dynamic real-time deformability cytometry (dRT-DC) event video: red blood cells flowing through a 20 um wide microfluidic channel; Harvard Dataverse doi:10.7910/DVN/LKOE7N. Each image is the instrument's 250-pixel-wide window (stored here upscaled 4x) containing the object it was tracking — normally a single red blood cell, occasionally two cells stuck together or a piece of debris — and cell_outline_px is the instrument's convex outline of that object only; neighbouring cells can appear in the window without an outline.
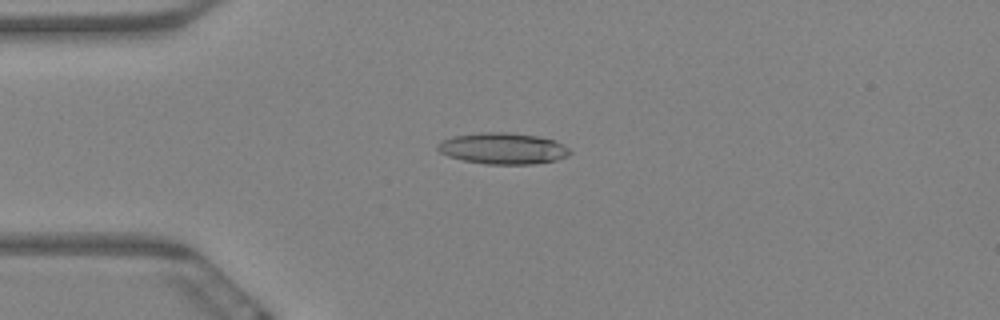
{"species": "Egyptian fruit bat (a non-hibernating species)", "species_latin": "Rousettus aegyptiacus", "temperature_condition": "warm", "stored_images_in_passage": 8, "camera_frame_rate_fps": 3000, "um_per_image_px": 0.085, "animal": {"sex": "female"}, "frame": {"image": 1, "passage_image": 5, "time_ms": 1.333, "image_size_px": [1000, 320], "cell_outline_px": [[572, 152], [568, 156], [556, 160], [532, 164], [484, 164], [464, 160], [448, 156], [440, 152], [436, 148], [436, 144], [452, 136], [480, 132], [508, 132], [536, 136], [556, 140], [564, 144]], "centroid_in_image_um": [42.75, 12.61], "position_along_channel_um": 42.2, "area_um2": 24.22}}
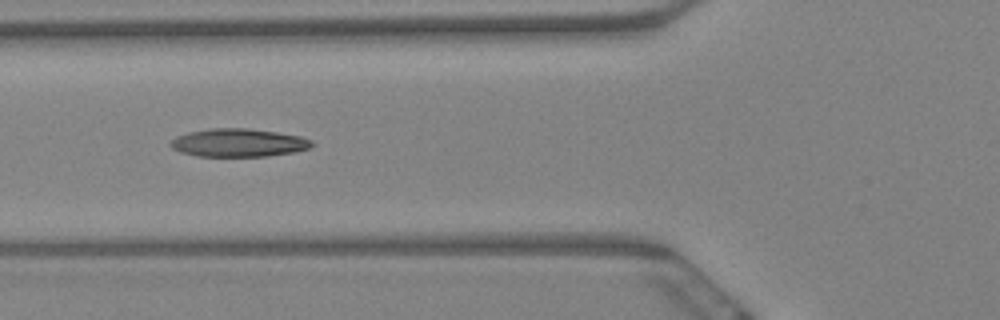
{"frame": {"image": 2, "passage_image": 7, "time_ms": 2.0, "image_size_px": [1000, 320], "cell_outline_px": [[316, 144], [312, 148], [296, 152], [268, 156], [196, 156], [180, 152], [172, 148], [168, 144], [176, 136], [188, 132], [212, 128], [248, 128], [276, 132], [300, 136], [312, 140]], "centroid_in_image_um": [20.3, 12.14], "position_along_channel_um": 105.5, "area_um2": 23.41}}
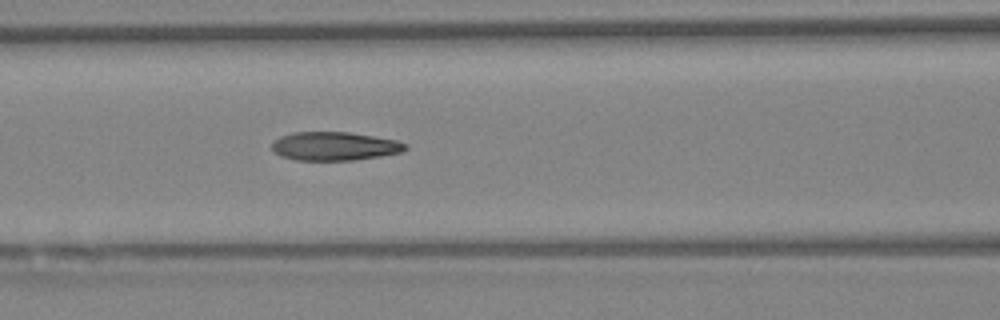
{"frame": {"image": 3, "passage_image": 8, "time_ms": 2.333, "image_size_px": [1000, 320], "cell_outline_px": [[408, 148], [404, 152], [380, 156], [352, 160], [296, 160], [280, 156], [272, 148], [272, 140], [280, 136], [292, 132], [348, 132], [396, 140], [408, 144]], "centroid_in_image_um": [28.44, 12.42], "position_along_channel_um": 138.2, "area_um2": 22.31}}